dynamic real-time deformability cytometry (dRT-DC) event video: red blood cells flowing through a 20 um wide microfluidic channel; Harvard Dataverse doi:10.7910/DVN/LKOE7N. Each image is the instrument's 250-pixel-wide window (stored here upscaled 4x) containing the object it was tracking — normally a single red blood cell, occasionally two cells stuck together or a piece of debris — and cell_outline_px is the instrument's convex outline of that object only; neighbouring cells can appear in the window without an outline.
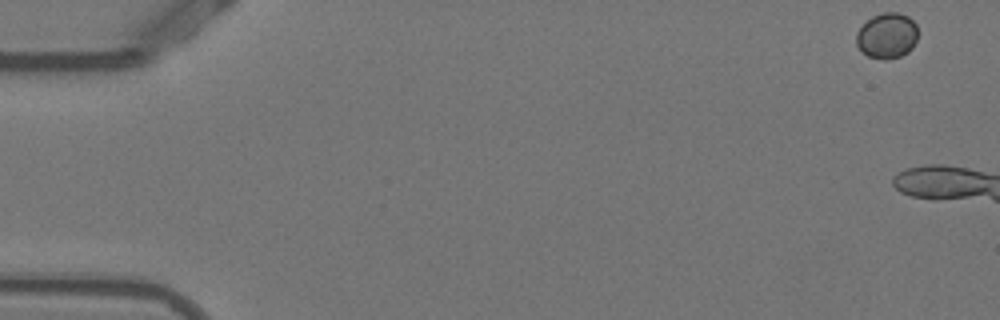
{"species": "Egyptian fruit bat (a non-hibernating species)", "species_latin": "Rousettus aegyptiacus", "temperature_condition": "warm", "stored_images_in_passage": 6, "camera_frame_rate_fps": 3000, "um_per_image_px": 0.085, "animal": {"sex": "female"}, "frame": {"image": 1, "passage_image": 1, "time_ms": 0.0, "image_size_px": [1000, 320], "cell_outline_px": [[916, 40], [912, 48], [908, 52], [900, 56], [884, 60], [868, 56], [856, 44], [856, 32], [872, 16], [884, 12], [900, 12], [908, 16], [916, 24]], "centroid_in_image_um": [75.4, 3.02], "position_along_channel_um": 9.6, "area_um2": 16.24}}